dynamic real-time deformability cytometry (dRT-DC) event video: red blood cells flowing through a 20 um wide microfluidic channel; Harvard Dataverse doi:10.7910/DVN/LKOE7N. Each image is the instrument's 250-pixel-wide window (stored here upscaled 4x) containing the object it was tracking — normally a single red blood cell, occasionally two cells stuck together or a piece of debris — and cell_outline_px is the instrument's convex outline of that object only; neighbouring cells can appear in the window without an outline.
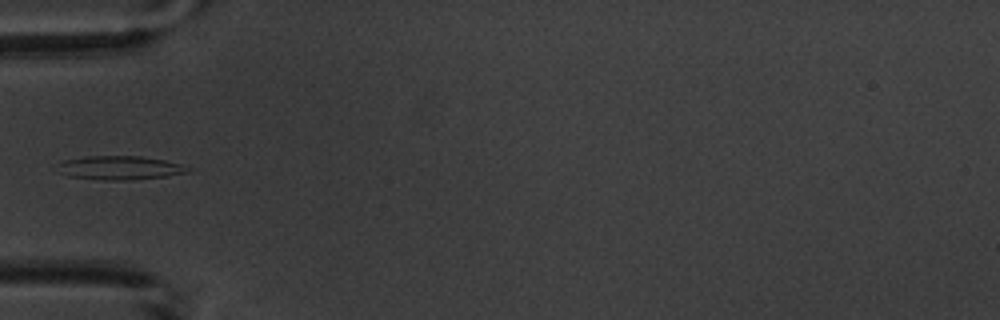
{"species": "common noctule bat (a hibernating species)", "species_latin": "Nyctalus noctula", "temperature_condition": "warm", "stored_images_in_passage": 5, "camera_frame_rate_fps": 3000, "um_per_image_px": 0.085, "animal": {"sex": "male", "body_mass_g": 20.1, "forearm_length_mm": 53.5}, "frame": {"image": 1, "passage_image": 4, "time_ms": 4.333, "image_size_px": [1000, 320], "cell_outline_px": [[192, 168], [188, 172], [168, 176], [128, 180], [104, 180], [68, 176], [56, 172], [60, 164], [64, 160], [88, 156], [140, 156], [164, 160], [180, 164]], "centroid_in_image_um": [10.18, 14.27], "position_along_channel_um": 74.8, "area_um2": 18.03}}